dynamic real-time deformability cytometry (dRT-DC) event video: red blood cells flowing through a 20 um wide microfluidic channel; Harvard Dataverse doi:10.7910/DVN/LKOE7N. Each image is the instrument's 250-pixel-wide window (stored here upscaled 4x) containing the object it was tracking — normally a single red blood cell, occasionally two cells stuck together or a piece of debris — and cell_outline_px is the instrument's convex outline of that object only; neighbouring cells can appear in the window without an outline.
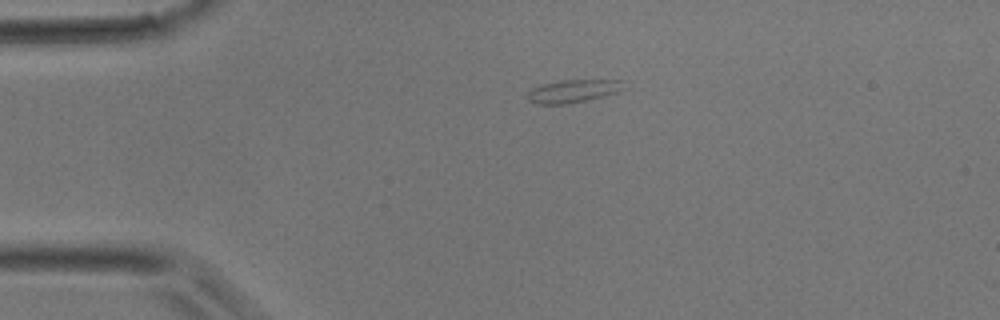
{"species": "common noctule bat (a hibernating species)", "species_latin": "Nyctalus noctula", "temperature_condition": "room temperature", "stored_images_in_passage": 2, "camera_frame_rate_fps": 3000, "um_per_image_px": 0.085, "animal": {"sex": "male", "body_mass_g": 17.9}, "frame": {"image": 1, "passage_image": 2, "time_ms": 1.333, "image_size_px": [1000, 320], "cell_outline_px": [[624, 88], [620, 92], [568, 104], [536, 104], [528, 100], [528, 92], [532, 88], [540, 84], [560, 80], [620, 80]], "centroid_in_image_um": [48.67, 7.74], "position_along_channel_um": 36.3, "area_um2": 12.83}}